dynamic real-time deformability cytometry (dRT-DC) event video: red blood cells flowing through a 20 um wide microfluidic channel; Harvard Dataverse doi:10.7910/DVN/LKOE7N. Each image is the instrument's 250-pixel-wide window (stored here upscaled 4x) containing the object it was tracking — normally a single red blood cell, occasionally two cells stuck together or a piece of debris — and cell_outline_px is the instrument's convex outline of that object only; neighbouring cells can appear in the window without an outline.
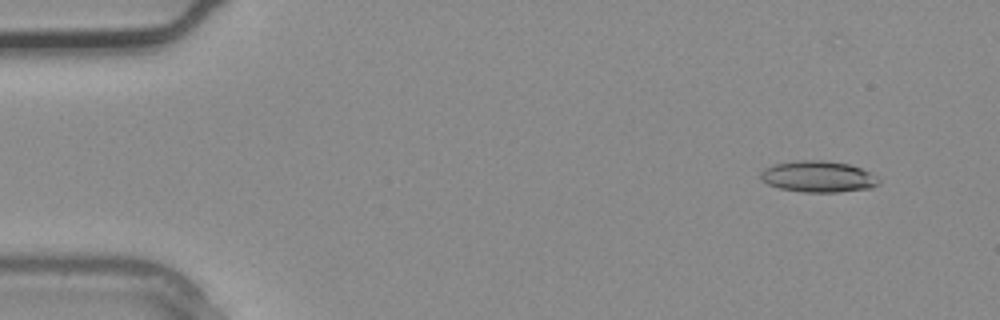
{"species": "common noctule bat (a hibernating species)", "species_latin": "Nyctalus noctula", "temperature_condition": "warm", "stored_images_in_passage": 3, "camera_frame_rate_fps": 3000, "um_per_image_px": 0.085, "animal": {"sex": "male", "body_mass_g": 20.4}, "frame": {"image": 1, "passage_image": 1, "time_ms": 0.0, "image_size_px": [1000, 320], "cell_outline_px": [[880, 184], [872, 188], [836, 192], [804, 192], [780, 188], [768, 184], [760, 180], [760, 172], [764, 168], [776, 164], [796, 160], [824, 160], [848, 164], [860, 168], [868, 172], [880, 180]], "centroid_in_image_um": [69.52, 15.01], "position_along_channel_um": 15.5, "area_um2": 21.5}}
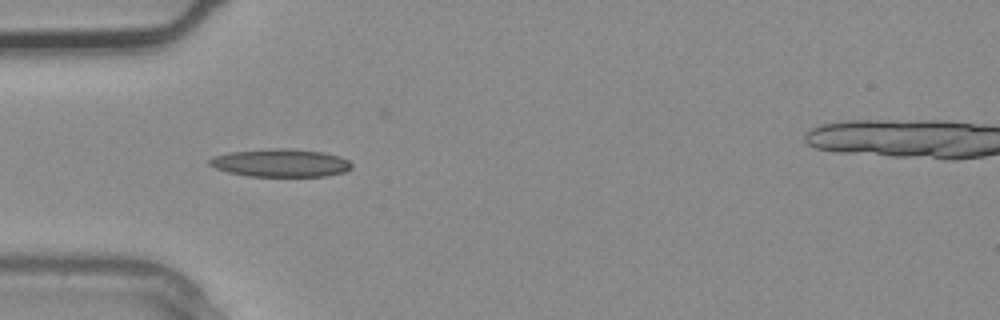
{"frame": {"image": 2, "passage_image": 3, "time_ms": 0.667, "image_size_px": [1000, 320], "cell_outline_px": [[352, 168], [344, 172], [324, 176], [248, 176], [228, 172], [216, 168], [208, 164], [208, 160], [212, 156], [228, 152], [276, 148], [288, 148], [324, 152], [340, 156], [348, 160], [352, 164]], "centroid_in_image_um": [23.84, 13.84], "position_along_channel_um": 61.2, "area_um2": 23.24}}